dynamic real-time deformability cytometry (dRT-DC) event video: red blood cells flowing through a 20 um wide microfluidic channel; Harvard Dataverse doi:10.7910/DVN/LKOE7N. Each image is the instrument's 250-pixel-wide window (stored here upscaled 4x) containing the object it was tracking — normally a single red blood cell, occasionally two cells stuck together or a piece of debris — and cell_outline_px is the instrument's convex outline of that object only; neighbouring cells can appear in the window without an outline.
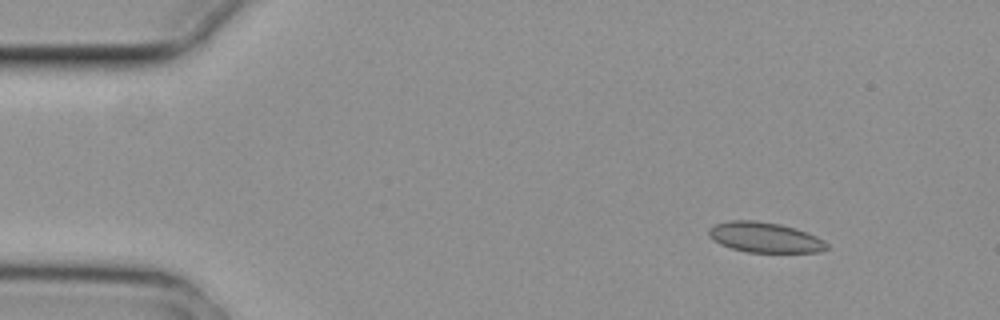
{"species": "common noctule bat (a hibernating species)", "species_latin": "Nyctalus noctula", "temperature_condition": "cold", "stored_images_in_passage": 4, "camera_frame_rate_fps": 3000, "um_per_image_px": 0.085, "animal": {"sex": "female", "body_mass_g": 29.2, "forearm_length_mm": 56.3}, "frame": {"image": 1, "passage_image": 1, "time_ms": 0.0, "image_size_px": [1000, 320], "cell_outline_px": [[828, 248], [820, 252], [748, 252], [732, 248], [720, 244], [712, 240], [708, 236], [708, 228], [716, 224], [728, 220], [756, 220], [780, 224], [796, 228], [808, 232], [824, 240], [828, 244]], "centroid_in_image_um": [65.0, 20.17], "position_along_channel_um": 20.0, "area_um2": 20.98}}